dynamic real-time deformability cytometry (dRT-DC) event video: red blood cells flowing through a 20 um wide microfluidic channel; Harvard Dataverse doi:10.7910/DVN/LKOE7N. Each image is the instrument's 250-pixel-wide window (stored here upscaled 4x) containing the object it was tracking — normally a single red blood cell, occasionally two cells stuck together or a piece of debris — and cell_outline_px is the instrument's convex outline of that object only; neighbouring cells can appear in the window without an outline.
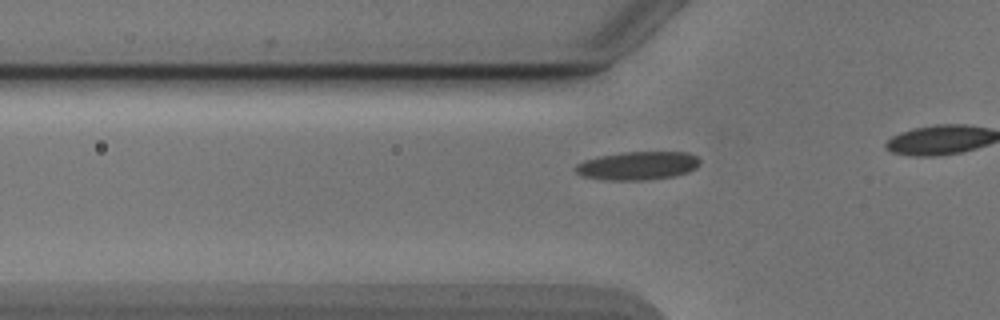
{"species": "Egyptian fruit bat (a non-hibernating species)", "species_latin": "Rousettus aegyptiacus", "temperature_condition": "cold", "stored_images_in_passage": 21, "camera_frame_rate_fps": 3000, "um_per_image_px": 0.085, "animal": {"sex": "male"}, "frame": {"image": 1, "passage_image": 15, "time_ms": 4.667, "image_size_px": [1000, 320], "cell_outline_px": [[700, 164], [696, 168], [688, 172], [676, 176], [648, 180], [608, 180], [584, 176], [576, 172], [576, 164], [584, 160], [600, 156], [624, 152], [688, 152], [696, 156], [700, 160]], "centroid_in_image_um": [54.25, 14.08], "position_along_channel_um": 71.5, "area_um2": 20.58}}
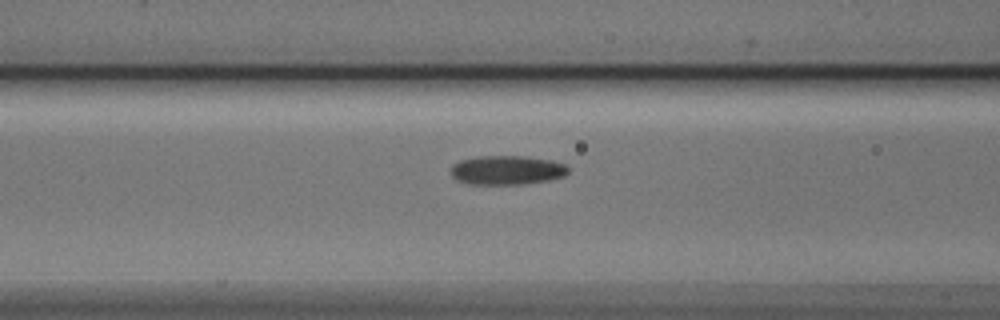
{"frame": {"image": 2, "passage_image": 19, "time_ms": 6.0, "image_size_px": [1000, 320], "cell_outline_px": [[568, 172], [564, 176], [548, 180], [524, 184], [468, 184], [456, 180], [452, 176], [452, 164], [460, 160], [480, 156], [524, 156], [552, 160], [564, 164], [568, 168]], "centroid_in_image_um": [43.08, 14.46], "position_along_channel_um": 123.5, "area_um2": 19.94}}